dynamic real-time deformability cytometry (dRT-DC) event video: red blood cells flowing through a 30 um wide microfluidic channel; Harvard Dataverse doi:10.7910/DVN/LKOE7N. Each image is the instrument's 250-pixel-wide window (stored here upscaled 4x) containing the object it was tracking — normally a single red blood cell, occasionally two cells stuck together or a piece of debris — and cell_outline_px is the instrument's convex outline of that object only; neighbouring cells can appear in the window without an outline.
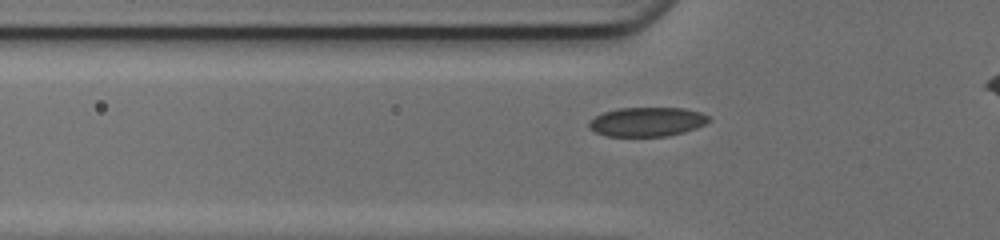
{"species": "common noctule bat (a hibernating species)", "species_latin": "Nyctalus noctula", "temperature_condition": "cold", "stored_images_in_passage": 37, "camera_frame_rate_fps": 3000, "um_per_image_px": 0.085, "animal": {"sex": "female", "body_mass_g": 17.0, "forearm_length_mm": 48.0}, "frame": {"image": 1, "passage_image": 10, "time_ms": 3.0, "image_size_px": [1000, 240], "cell_outline_px": [[712, 120], [696, 128], [684, 132], [668, 136], [604, 136], [588, 128], [588, 124], [596, 116], [604, 112], [620, 108], [684, 108], [700, 112], [708, 116]], "centroid_in_image_um": [55.01, 10.36], "position_along_channel_um": 70.8, "area_um2": 20.35}}
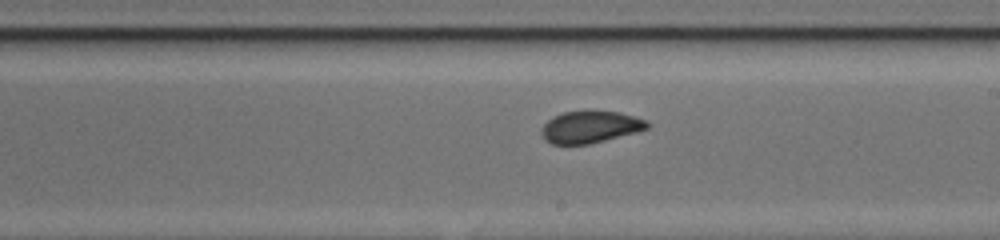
{"frame": {"image": 2, "passage_image": 22, "time_ms": 7.0, "image_size_px": [1000, 240], "cell_outline_px": [[652, 124], [648, 128], [636, 132], [588, 144], [552, 144], [544, 140], [540, 132], [540, 128], [552, 116], [564, 112], [620, 112], [648, 120]], "centroid_in_image_um": [50.16, 10.8], "position_along_channel_um": 238.8, "area_um2": 19.59}}
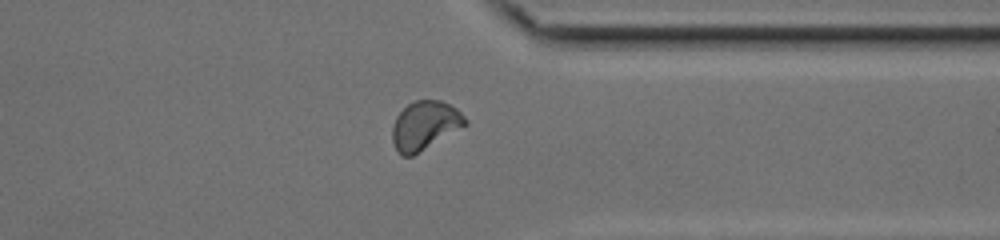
{"frame": {"image": 3, "passage_image": 32, "time_ms": 10.333, "image_size_px": [1000, 240], "cell_outline_px": [[468, 124], [412, 156], [400, 156], [392, 140], [392, 124], [396, 116], [408, 104], [416, 100], [440, 100], [456, 108], [468, 120]], "centroid_in_image_um": [36.1, 10.66], "position_along_channel_um": 375.3, "area_um2": 20.58}, "authors_computed_cell_mechanics": {"area_um2": 20.4034, "velocity_mm_per_s": 4.1872, "shape_relaxation_time_tau1_ms": 5.2659, "shape_relaxation_time_tau2_ms": 0.8321, "deformation_change_tau1": 0.1317, "deformation_change_tau2": 0.0299}}